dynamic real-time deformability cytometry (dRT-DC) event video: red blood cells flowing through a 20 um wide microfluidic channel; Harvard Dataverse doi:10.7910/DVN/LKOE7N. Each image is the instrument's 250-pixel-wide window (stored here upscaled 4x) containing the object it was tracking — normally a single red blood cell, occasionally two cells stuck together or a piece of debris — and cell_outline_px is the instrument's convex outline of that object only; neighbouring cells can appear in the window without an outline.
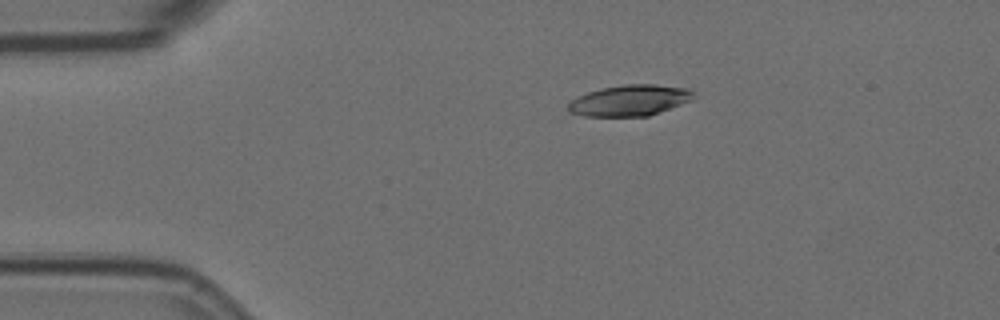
{"species": "Egyptian fruit bat (a non-hibernating species)", "species_latin": "Rousettus aegyptiacus", "temperature_condition": "room temperature", "stored_images_in_passage": 47, "camera_frame_rate_fps": 3000, "um_per_image_px": 0.085, "animal": {"sex": "female"}, "frame": {"image": 1, "passage_image": 1, "time_ms": 0.0, "image_size_px": [1000, 320], "cell_outline_px": [[696, 96], [692, 100], [648, 116], [584, 116], [568, 112], [568, 104], [572, 100], [588, 92], [600, 88], [624, 84], [656, 84], [688, 88], [696, 92]], "centroid_in_image_um": [53.56, 8.52], "position_along_channel_um": 31.4, "area_um2": 22.72}}
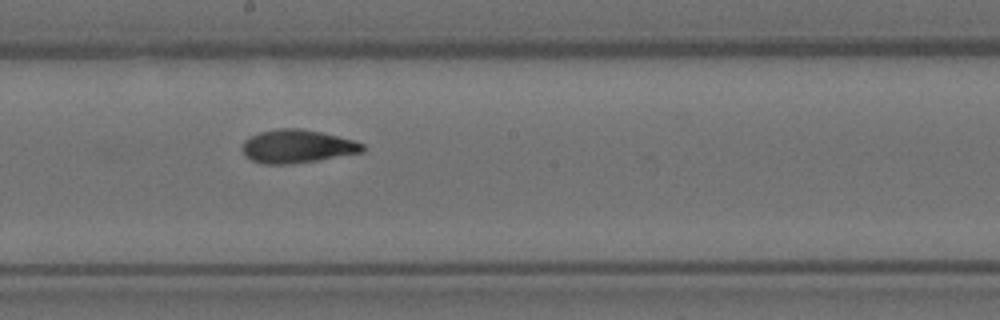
{"frame": {"image": 2, "passage_image": 21, "time_ms": 6.667, "image_size_px": [1000, 320], "cell_outline_px": [[364, 152], [320, 160], [288, 164], [264, 164], [252, 160], [244, 156], [244, 140], [260, 132], [276, 128], [300, 128], [320, 132], [352, 140], [364, 144]], "centroid_in_image_um": [25.27, 12.44], "position_along_channel_um": 222.9, "area_um2": 23.18}}
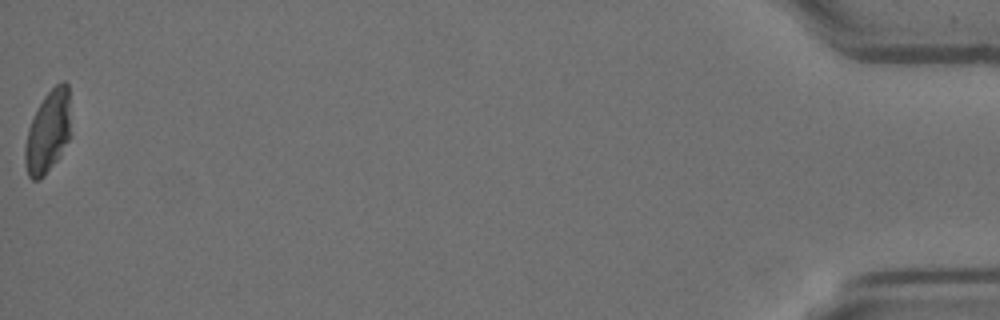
{"frame": {"image": 3, "passage_image": 47, "time_ms": 15.333, "image_size_px": [1000, 320], "cell_outline_px": [[68, 140], [60, 156], [44, 176], [36, 180], [32, 180], [28, 176], [24, 164], [24, 148], [28, 128], [44, 96], [60, 80], [64, 80], [68, 84]], "centroid_in_image_um": [4.04, 11.24], "position_along_channel_um": 431.2, "area_um2": 21.5}, "authors_computed_cell_mechanics": {"area_um2": 23.0622, "velocity_mm_per_s": 3.5673, "shape_relaxation_time_tau1_ms": 4.4393, "shape_relaxation_time_tau2_ms": 2.5381, "deformation_change_tau1": 0.1544, "deformation_change_tau2": 0.1036}}